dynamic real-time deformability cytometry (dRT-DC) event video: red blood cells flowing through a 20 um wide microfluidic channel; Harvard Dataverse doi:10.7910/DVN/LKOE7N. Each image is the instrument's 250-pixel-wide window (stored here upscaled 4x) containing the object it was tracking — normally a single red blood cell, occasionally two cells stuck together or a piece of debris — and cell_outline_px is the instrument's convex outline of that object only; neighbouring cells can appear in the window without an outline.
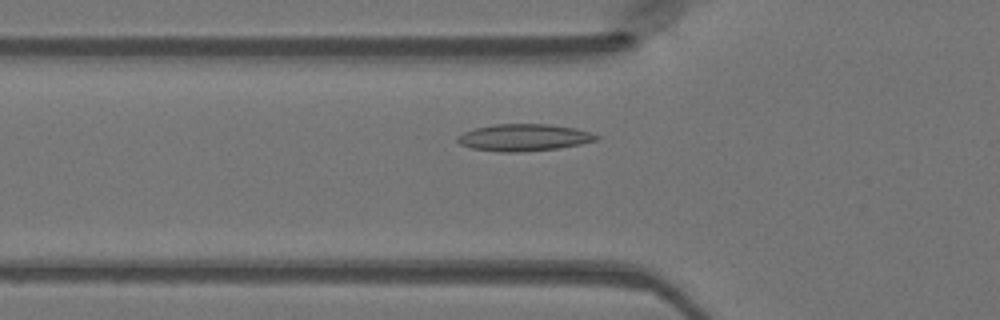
{"species": "Egyptian fruit bat (a non-hibernating species)", "species_latin": "Rousettus aegyptiacus", "temperature_condition": "warm", "stored_images_in_passage": 46, "segment_of_instrument_passage": [1, 2], "camera_frame_rate_fps": 3000, "um_per_image_px": 0.085, "animal": {"sex": "female"}, "frame": {"image": 1, "passage_image": 13, "time_ms": 4.0, "image_size_px": [1000, 320], "cell_outline_px": [[600, 136], [596, 140], [580, 144], [560, 148], [520, 152], [504, 152], [472, 148], [460, 144], [456, 140], [456, 136], [464, 132], [476, 128], [496, 124], [548, 124], [576, 128]], "centroid_in_image_um": [44.52, 11.69], "position_along_channel_um": 81.3, "area_um2": 21.68}}
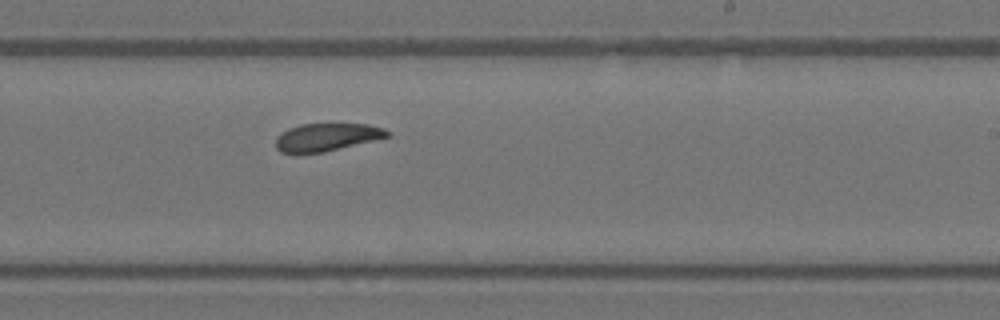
{"frame": {"image": 2, "passage_image": 26, "time_ms": 8.333, "image_size_px": [1000, 320], "cell_outline_px": [[392, 132], [388, 136], [324, 152], [296, 156], [280, 152], [276, 148], [276, 136], [280, 132], [288, 128], [300, 124], [368, 124], [384, 128]], "centroid_in_image_um": [27.67, 11.68], "position_along_channel_um": 261.3, "area_um2": 18.44}}
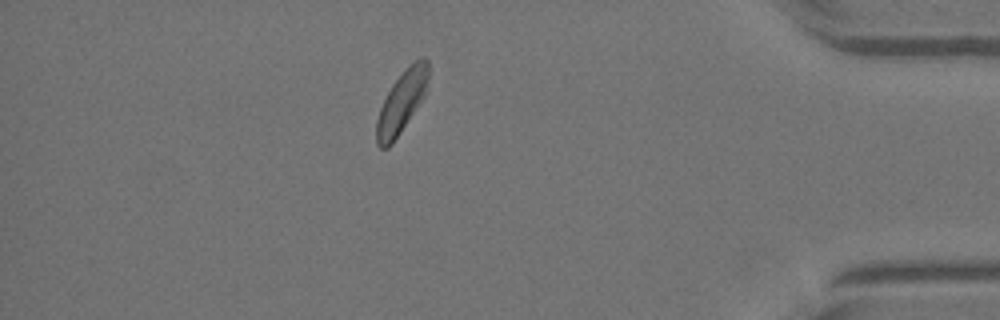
{"frame": {"image": 3, "passage_image": 39, "time_ms": 12.667, "image_size_px": [1000, 320], "cell_outline_px": [[428, 76], [424, 96], [392, 144], [388, 148], [380, 148], [376, 144], [376, 120], [380, 108], [392, 84], [408, 64], [420, 56], [424, 56], [428, 60]], "centroid_in_image_um": [34.13, 8.64], "position_along_channel_um": 401.1, "area_um2": 18.55}}